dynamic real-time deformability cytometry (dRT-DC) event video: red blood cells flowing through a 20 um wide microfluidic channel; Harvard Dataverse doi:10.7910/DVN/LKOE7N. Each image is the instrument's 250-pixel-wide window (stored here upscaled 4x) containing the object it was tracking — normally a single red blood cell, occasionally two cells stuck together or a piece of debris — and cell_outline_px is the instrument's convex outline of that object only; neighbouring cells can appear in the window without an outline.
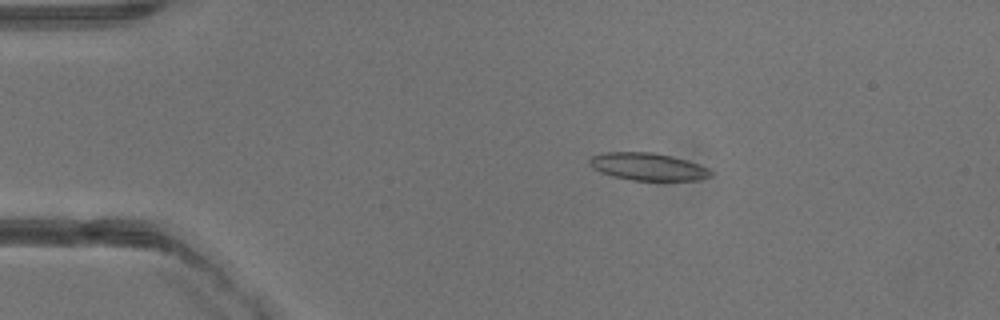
{"species": "common noctule bat (a hibernating species)", "species_latin": "Nyctalus noctula", "temperature_condition": "warm", "stored_images_in_passage": 39, "camera_frame_rate_fps": 3000, "um_per_image_px": 0.085, "animal": {"sex": "male", "body_mass_g": 13.3}, "frame": {"image": 1, "passage_image": 7, "time_ms": 2.0, "image_size_px": [1000, 320], "cell_outline_px": [[712, 176], [700, 180], [632, 180], [600, 172], [592, 168], [588, 164], [588, 160], [592, 156], [604, 152], [652, 152], [672, 156], [700, 164], [708, 168], [712, 172]], "centroid_in_image_um": [55.08, 14.16], "position_along_channel_um": 29.9, "area_um2": 19.42}}
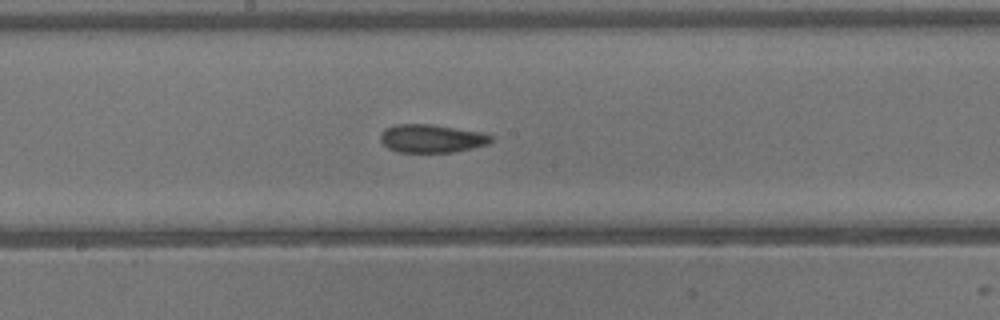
{"frame": {"image": 2, "passage_image": 21, "time_ms": 6.667, "image_size_px": [1000, 320], "cell_outline_px": [[492, 140], [488, 144], [472, 148], [452, 152], [400, 152], [388, 148], [380, 140], [380, 136], [384, 128], [396, 124], [432, 124], [484, 132], [492, 136]], "centroid_in_image_um": [36.69, 11.76], "position_along_channel_um": 211.5, "area_um2": 18.26}}
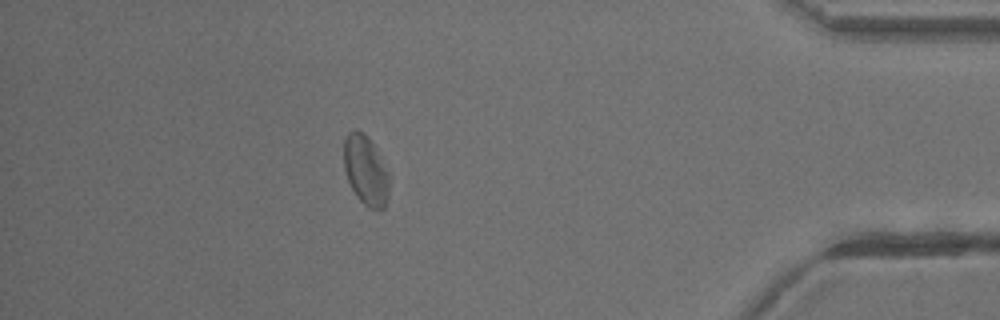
{"frame": {"image": 3, "passage_image": 35, "time_ms": 11.333, "image_size_px": [1000, 320], "cell_outline_px": [[388, 200], [384, 208], [368, 208], [356, 196], [348, 180], [344, 168], [344, 140], [348, 132], [356, 128], [364, 132], [368, 136], [388, 172]], "centroid_in_image_um": [31.07, 14.46], "position_along_channel_um": 404.1, "area_um2": 18.26}}